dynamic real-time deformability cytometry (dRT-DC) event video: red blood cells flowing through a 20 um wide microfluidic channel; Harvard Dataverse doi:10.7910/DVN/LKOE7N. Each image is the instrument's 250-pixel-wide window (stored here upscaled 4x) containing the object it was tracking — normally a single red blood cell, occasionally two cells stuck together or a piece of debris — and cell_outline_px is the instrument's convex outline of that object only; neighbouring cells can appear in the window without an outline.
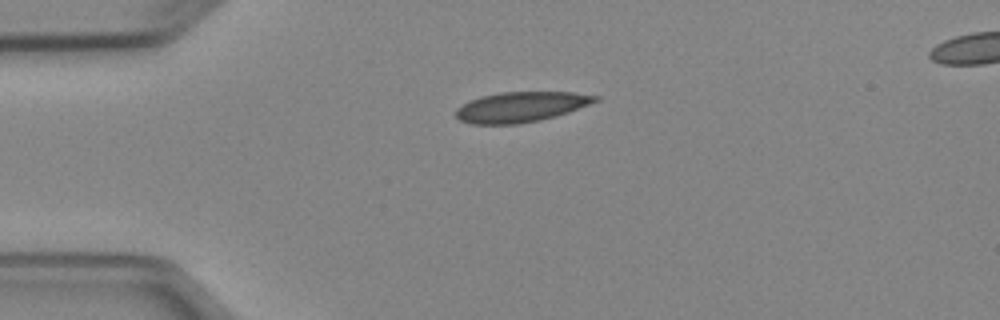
{"species": "Egyptian fruit bat (a non-hibernating species)", "species_latin": "Rousettus aegyptiacus", "temperature_condition": "cold", "stored_images_in_passage": 40, "camera_frame_rate_fps": 3000, "um_per_image_px": 0.085, "animal": {"sex": "female"}, "frame": {"image": 1, "passage_image": 1, "time_ms": 0.0, "image_size_px": [1000, 320], "cell_outline_px": [[600, 100], [568, 112], [556, 116], [540, 120], [516, 124], [472, 124], [460, 120], [456, 116], [456, 108], [468, 100], [480, 96], [500, 92], [576, 92], [600, 96]], "centroid_in_image_um": [44.28, 9.08], "position_along_channel_um": 40.7, "area_um2": 24.68}}
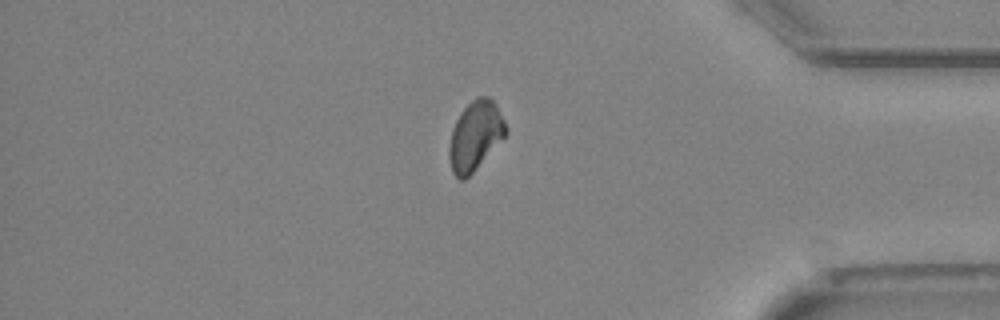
{"frame": {"image": 2, "passage_image": 32, "time_ms": 10.333, "image_size_px": [1000, 320], "cell_outline_px": [[508, 132], [476, 168], [464, 180], [460, 180], [452, 172], [448, 156], [448, 148], [452, 128], [460, 112], [476, 96], [488, 96], [496, 104], [508, 128]], "centroid_in_image_um": [40.38, 11.52], "position_along_channel_um": 394.8, "area_um2": 22.77}}
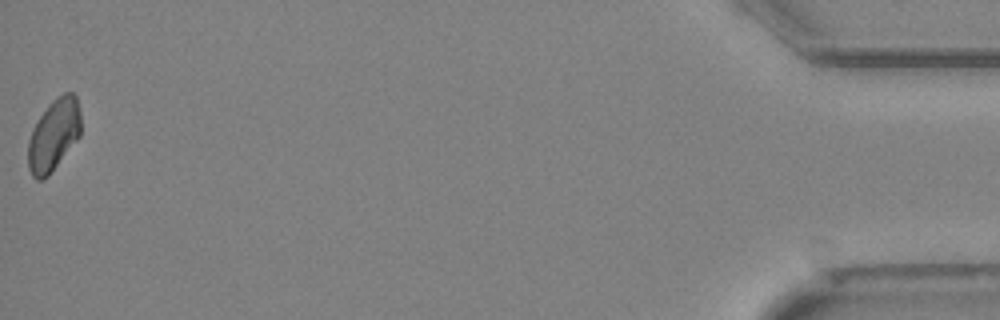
{"frame": {"image": 3, "passage_image": 40, "time_ms": 13.0, "image_size_px": [1000, 320], "cell_outline_px": [[80, 136], [48, 176], [44, 180], [36, 180], [32, 176], [28, 168], [28, 140], [32, 128], [48, 104], [56, 96], [64, 92], [72, 92], [76, 96], [80, 112]], "centroid_in_image_um": [4.55, 11.47], "position_along_channel_um": 430.6, "area_um2": 22.2}, "authors_computed_cell_mechanics": {"area_um2": 23.9003, "velocity_mm_per_s": 3.9504, "shape_relaxation_time_tau1_ms": 10.9228, "shape_relaxation_time_tau2_ms": 6.5316, "deformation_change_tau1": 0.1636, "deformation_change_tau2": 0.1045}}